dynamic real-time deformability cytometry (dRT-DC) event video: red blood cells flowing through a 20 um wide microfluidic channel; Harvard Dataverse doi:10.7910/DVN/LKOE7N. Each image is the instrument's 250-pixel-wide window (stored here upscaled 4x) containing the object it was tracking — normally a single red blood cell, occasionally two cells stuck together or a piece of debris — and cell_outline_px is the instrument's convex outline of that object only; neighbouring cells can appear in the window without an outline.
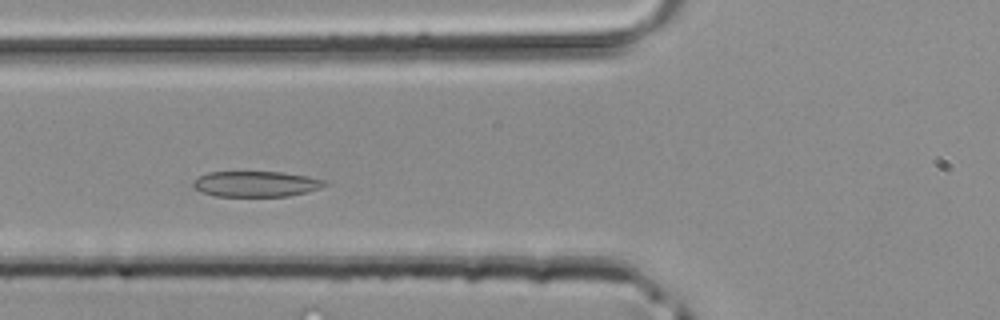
{"species": "common noctule bat (a hibernating species)", "species_latin": "Nyctalus noctula", "temperature_condition": "room temperature", "stored_images_in_passage": 31, "camera_frame_rate_fps": 3000, "um_per_image_px": 0.085, "animal": {"sex": "male", "body_mass_g": 20.4}, "frame": {"image": 1, "passage_image": 9, "time_ms": 2.667, "image_size_px": [1000, 320], "cell_outline_px": [[328, 184], [320, 188], [308, 192], [288, 196], [216, 196], [200, 192], [192, 188], [192, 180], [208, 172], [284, 172], [308, 176], [324, 180]], "centroid_in_image_um": [21.73, 15.64], "position_along_channel_um": 104.1, "area_um2": 19.83}}
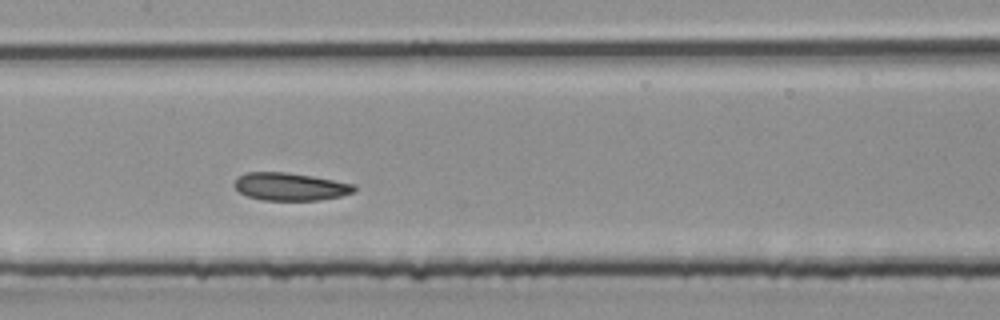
{"frame": {"image": 2, "passage_image": 14, "time_ms": 4.333, "image_size_px": [1000, 320], "cell_outline_px": [[356, 192], [340, 196], [320, 200], [264, 200], [248, 196], [240, 192], [232, 184], [236, 176], [244, 172], [284, 172], [312, 176], [356, 184]], "centroid_in_image_um": [24.66, 15.85], "position_along_channel_um": 182.7, "area_um2": 19.54}}
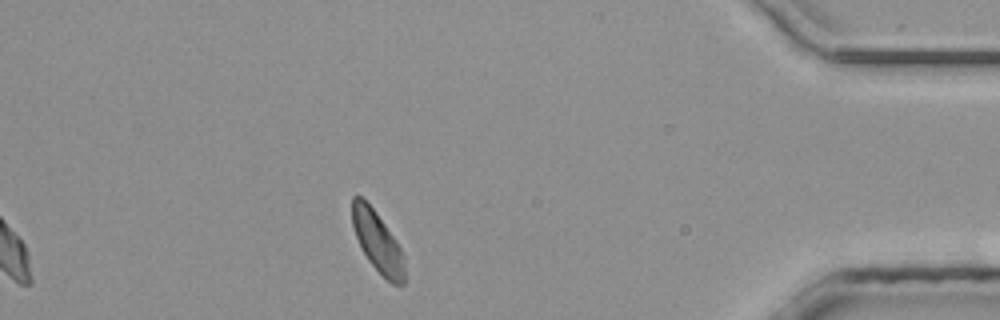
{"frame": {"image": 3, "passage_image": 31, "time_ms": 10.0, "image_size_px": [1000, 320], "cell_outline_px": [[404, 284], [392, 284], [368, 260], [360, 248], [352, 224], [352, 196], [360, 196], [376, 212], [396, 240], [404, 256]], "centroid_in_image_um": [32.08, 20.55], "position_along_channel_um": 403.1, "area_um2": 18.21}}